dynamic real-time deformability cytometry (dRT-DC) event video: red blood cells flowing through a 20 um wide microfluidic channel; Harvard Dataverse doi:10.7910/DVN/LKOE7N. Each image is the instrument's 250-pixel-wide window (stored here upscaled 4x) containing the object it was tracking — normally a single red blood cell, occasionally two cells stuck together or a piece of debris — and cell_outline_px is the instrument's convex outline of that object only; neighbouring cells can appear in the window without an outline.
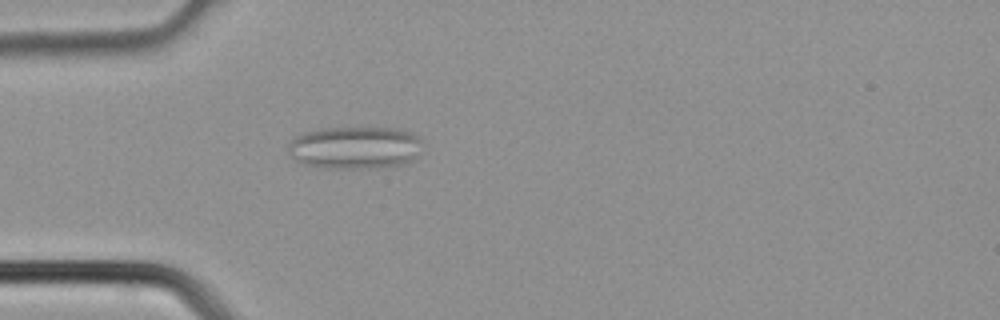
{"species": "common noctule bat (a hibernating species)", "species_latin": "Nyctalus noctula", "temperature_condition": "cold", "stored_images_in_passage": 3, "camera_frame_rate_fps": 3000, "um_per_image_px": 0.085, "animal": {"sex": "male", "body_mass_g": 21.5, "forearm_length_mm": 52.0}, "frame": {"image": 1, "passage_image": 3, "time_ms": 0.667, "image_size_px": [1000, 320], "cell_outline_px": [[424, 140], [416, 156], [412, 160], [404, 164], [384, 168], [328, 168], [304, 164], [296, 160], [292, 156], [288, 148], [288, 144], [292, 136], [300, 132], [320, 128], [396, 128], [412, 132], [420, 136]], "centroid_in_image_um": [30.18, 12.53], "position_along_channel_um": 54.8, "area_um2": 33.93}}